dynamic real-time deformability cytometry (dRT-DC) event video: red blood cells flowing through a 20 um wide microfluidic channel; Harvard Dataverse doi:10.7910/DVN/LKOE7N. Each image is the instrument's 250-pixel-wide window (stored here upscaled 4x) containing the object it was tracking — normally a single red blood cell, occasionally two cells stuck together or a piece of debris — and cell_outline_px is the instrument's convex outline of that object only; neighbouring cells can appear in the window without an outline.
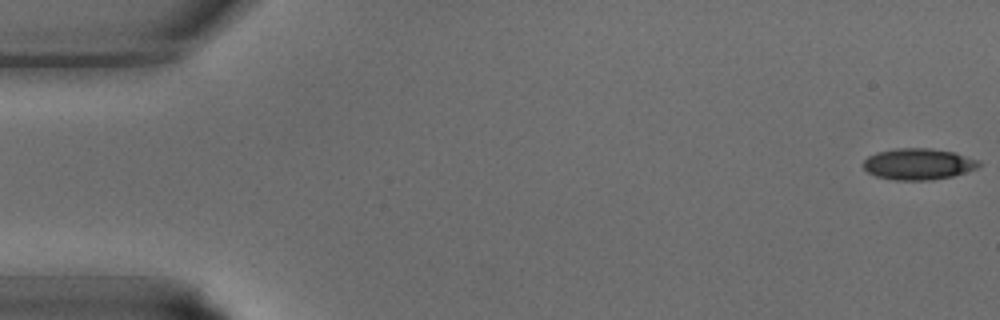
{"species": "common noctule bat (a hibernating species)", "species_latin": "Nyctalus noctula", "temperature_condition": "warm", "stored_images_in_passage": 37, "camera_frame_rate_fps": 3000, "um_per_image_px": 0.085, "animal": {"sex": "male", "body_mass_g": 15.6}, "frame": {"image": 1, "passage_image": 1, "time_ms": 0.0, "image_size_px": [1000, 320], "cell_outline_px": [[980, 164], [976, 168], [952, 176], [932, 180], [896, 180], [876, 176], [868, 172], [864, 168], [864, 160], [868, 156], [876, 152], [896, 148], [932, 148], [956, 152], [980, 160]], "centroid_in_image_um": [78.06, 13.93], "position_along_channel_um": 6.9, "area_um2": 21.15}}
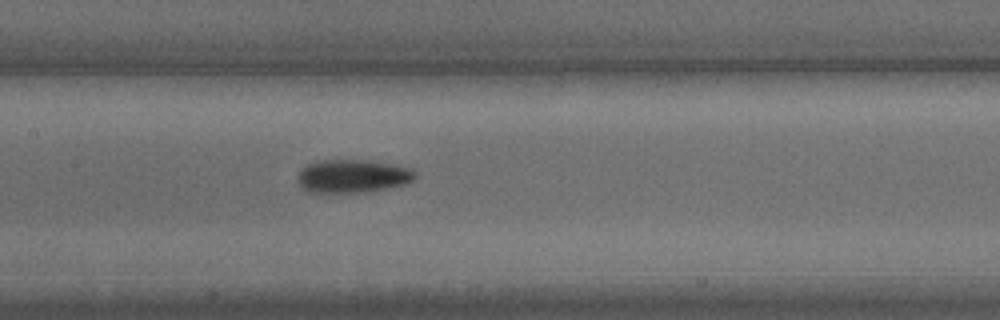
{"frame": {"image": 2, "passage_image": 19, "time_ms": 6.0, "image_size_px": [1000, 320], "cell_outline_px": [[416, 180], [408, 184], [388, 188], [364, 192], [308, 192], [300, 184], [300, 168], [316, 160], [368, 160], [392, 164], [412, 168], [416, 172]], "centroid_in_image_um": [30.05, 14.96], "position_along_channel_um": 177.3, "area_um2": 22.83}}
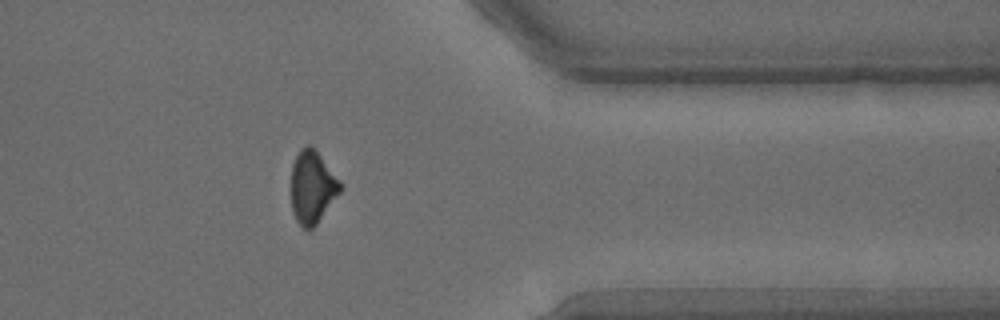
{"frame": {"image": 3, "passage_image": 32, "time_ms": 10.333, "image_size_px": [1000, 320], "cell_outline_px": [[344, 188], [316, 224], [308, 232], [296, 220], [292, 212], [292, 164], [300, 148], [308, 144], [316, 148], [344, 184]], "centroid_in_image_um": [26.59, 15.87], "position_along_channel_um": 384.8, "area_um2": 21.21}}